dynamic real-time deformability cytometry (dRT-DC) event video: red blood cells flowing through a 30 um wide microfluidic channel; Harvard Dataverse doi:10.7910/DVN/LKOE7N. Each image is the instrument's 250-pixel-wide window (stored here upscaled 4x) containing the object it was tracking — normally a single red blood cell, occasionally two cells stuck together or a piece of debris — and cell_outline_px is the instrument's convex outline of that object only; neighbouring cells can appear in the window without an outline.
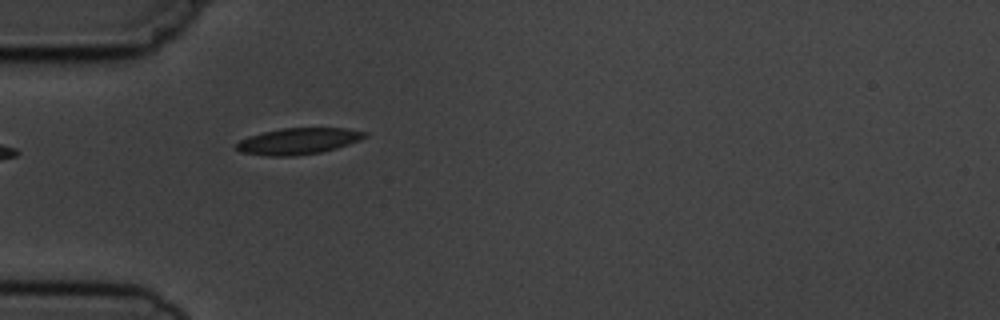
{"species": "common noctule bat (a hibernating species)", "species_latin": "Nyctalus noctula", "temperature_condition": "cold", "stored_images_in_passage": 6, "camera_frame_rate_fps": 3000, "um_per_image_px": 0.085, "animal": {"sex": "male", "body_mass_g": 19.5, "forearm_length_mm": 54.6}, "frame": {"image": 1, "passage_image": 5, "time_ms": 5.333, "image_size_px": [1000, 320], "cell_outline_px": [[368, 136], [360, 140], [336, 148], [320, 152], [296, 156], [268, 156], [240, 152], [236, 148], [236, 144], [240, 140], [248, 136], [280, 128], [344, 128], [368, 132]], "centroid_in_image_um": [25.35, 11.99], "position_along_channel_um": 59.6, "area_um2": 19.71}}
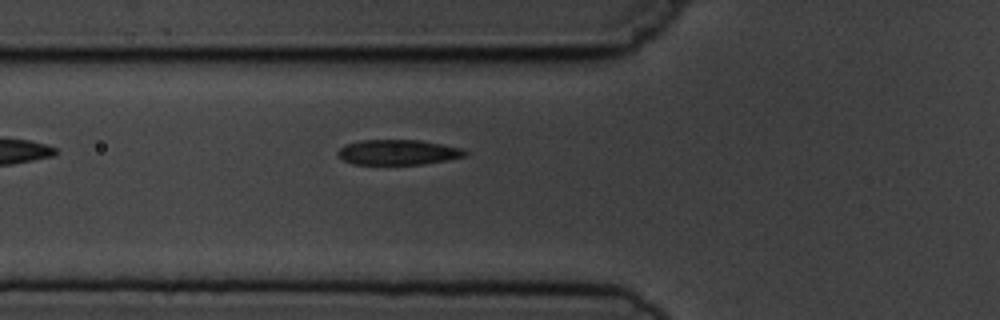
{"frame": {"image": 2, "passage_image": 6, "time_ms": 6.333, "image_size_px": [1000, 320], "cell_outline_px": [[468, 152], [464, 156], [448, 160], [424, 164], [352, 164], [344, 160], [336, 152], [344, 144], [360, 140], [420, 140], [464, 148]], "centroid_in_image_um": [33.84, 12.93], "position_along_channel_um": 92.0, "area_um2": 18.73}}